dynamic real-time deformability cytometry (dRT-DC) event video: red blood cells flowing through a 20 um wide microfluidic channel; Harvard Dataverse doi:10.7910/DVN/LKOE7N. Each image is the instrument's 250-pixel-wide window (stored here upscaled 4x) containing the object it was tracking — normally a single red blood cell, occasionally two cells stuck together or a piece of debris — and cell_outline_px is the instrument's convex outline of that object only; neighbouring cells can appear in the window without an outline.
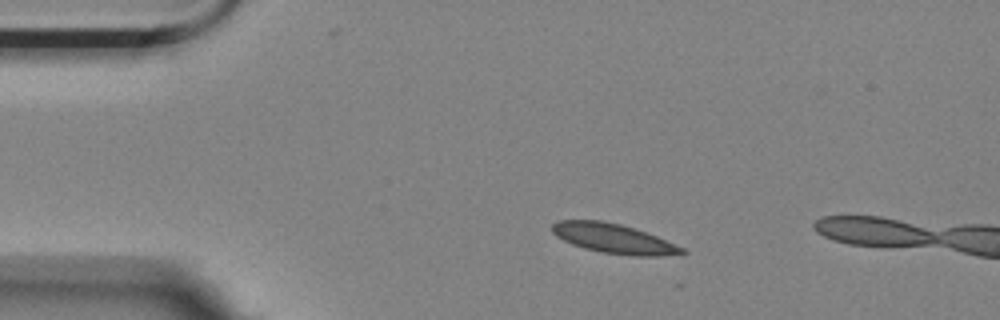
{"species": "Egyptian fruit bat (a non-hibernating species)", "species_latin": "Rousettus aegyptiacus", "temperature_condition": "room temperature", "stored_images_in_passage": 3, "camera_frame_rate_fps": 3000, "um_per_image_px": 0.085, "animal": {"sex": "female"}, "frame": {"image": 1, "passage_image": 2, "time_ms": 0.333, "image_size_px": [1000, 320], "cell_outline_px": [[688, 252], [660, 256], [632, 256], [600, 252], [584, 248], [572, 244], [556, 236], [552, 232], [552, 224], [556, 220], [600, 220], [620, 224], [656, 236], [684, 248]], "centroid_in_image_um": [52.12, 20.28], "position_along_channel_um": 32.9, "area_um2": 22.2}}